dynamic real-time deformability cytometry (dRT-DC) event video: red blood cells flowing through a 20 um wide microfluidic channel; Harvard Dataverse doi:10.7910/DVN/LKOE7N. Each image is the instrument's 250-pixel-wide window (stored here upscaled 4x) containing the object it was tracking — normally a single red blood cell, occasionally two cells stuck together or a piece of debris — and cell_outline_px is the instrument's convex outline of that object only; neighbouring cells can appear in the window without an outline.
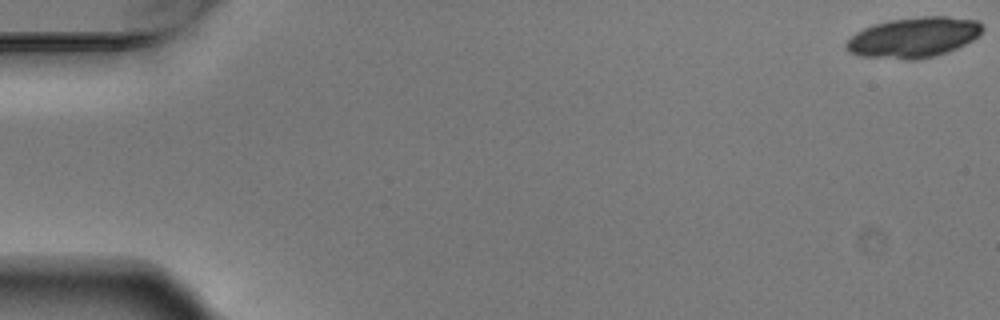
{"species": "Egyptian fruit bat (a non-hibernating species)", "species_latin": "Rousettus aegyptiacus", "temperature_condition": "warm", "stored_images_in_passage": 5, "camera_frame_rate_fps": 3000, "um_per_image_px": 0.085, "animal": {"sex": "male"}, "frame": {"image": 1, "passage_image": 1, "time_ms": 0.0, "image_size_px": [1000, 320], "cell_outline_px": [[984, 28], [972, 40], [956, 48], [932, 56], [916, 60], [908, 60], [860, 56], [848, 52], [844, 44], [856, 32], [872, 24], [888, 20], [924, 16], [948, 16], [976, 20]], "centroid_in_image_um": [77.61, 3.17], "position_along_channel_um": 7.4, "area_um2": 31.85}}
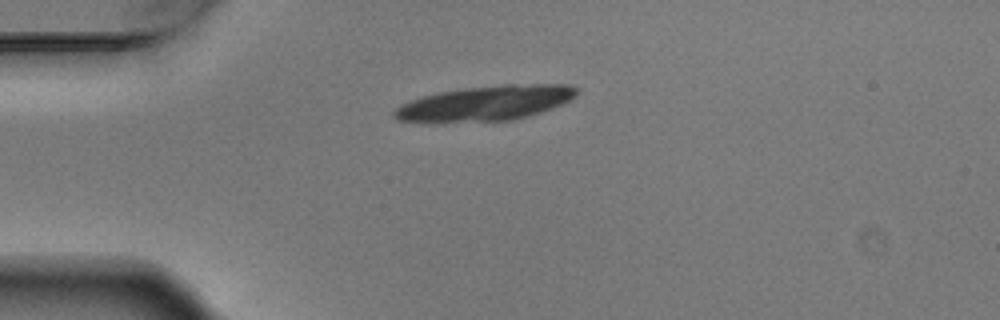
{"frame": {"image": 2, "passage_image": 5, "time_ms": 1.333, "image_size_px": [1000, 320], "cell_outline_px": [[576, 96], [564, 104], [528, 116], [512, 120], [432, 124], [400, 120], [392, 116], [392, 112], [400, 104], [420, 96], [440, 92], [464, 88], [504, 84], [572, 84], [576, 88]], "centroid_in_image_um": [41.21, 8.79], "position_along_channel_um": 43.8, "area_um2": 37.97}}